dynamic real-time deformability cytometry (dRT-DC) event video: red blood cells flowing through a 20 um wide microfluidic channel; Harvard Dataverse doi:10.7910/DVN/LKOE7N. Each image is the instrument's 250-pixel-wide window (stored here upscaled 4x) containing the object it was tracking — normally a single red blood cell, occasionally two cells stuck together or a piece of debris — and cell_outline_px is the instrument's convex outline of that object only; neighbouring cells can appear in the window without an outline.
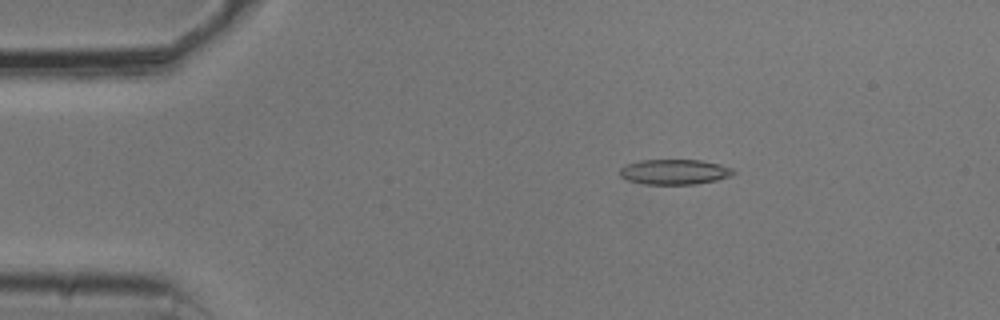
{"species": "common noctule bat (a hibernating species)", "species_latin": "Nyctalus noctula", "temperature_condition": "cold", "stored_images_in_passage": 39, "camera_frame_rate_fps": 3000, "um_per_image_px": 0.085, "animal": {"sex": "male", "body_mass_g": 20.5, "forearm_length_mm": 52.5}, "frame": {"image": 1, "passage_image": 3, "time_ms": 0.667, "image_size_px": [1000, 320], "cell_outline_px": [[736, 172], [732, 176], [716, 180], [696, 184], [644, 184], [628, 180], [620, 176], [620, 168], [624, 164], [640, 160], [700, 160], [720, 164], [732, 168]], "centroid_in_image_um": [57.33, 14.6], "position_along_channel_um": 27.7, "area_um2": 16.76}}
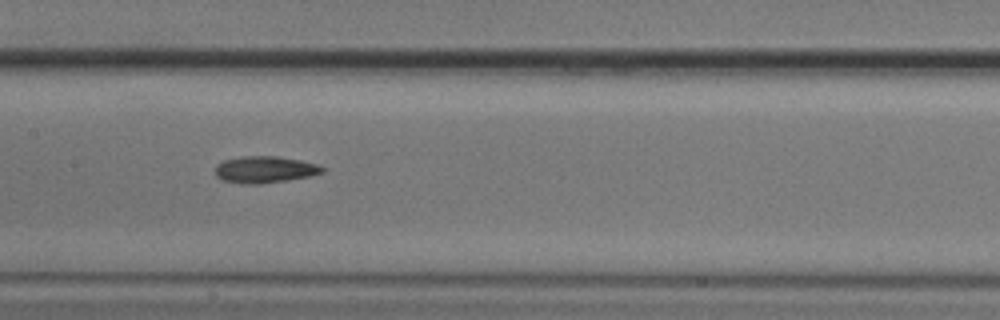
{"frame": {"image": 2, "passage_image": 20, "time_ms": 6.333, "image_size_px": [1000, 320], "cell_outline_px": [[324, 172], [308, 176], [288, 180], [260, 184], [240, 184], [220, 180], [216, 176], [216, 164], [224, 160], [240, 156], [276, 156], [300, 160], [320, 164], [324, 168]], "centroid_in_image_um": [22.48, 14.41], "position_along_channel_um": 184.9, "area_um2": 16.88}}
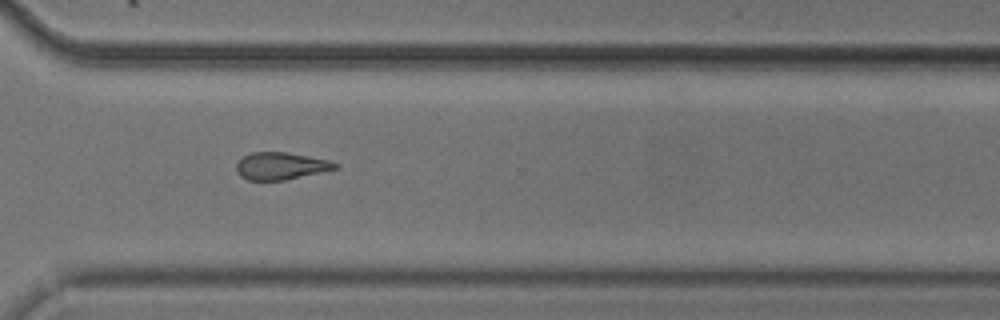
{"frame": {"image": 3, "passage_image": 33, "time_ms": 10.667, "image_size_px": [1000, 320], "cell_outline_px": [[340, 168], [284, 180], [248, 180], [240, 176], [236, 172], [236, 164], [244, 156], [252, 152], [284, 152], [328, 160], [340, 164]], "centroid_in_image_um": [23.87, 14.11], "position_along_channel_um": 346.7, "area_um2": 15.61}, "authors_computed_cell_mechanics": {"area_um2": 16.4152, "velocity_mm_per_s": 3.7477, "shape_relaxation_time_tau1_ms": 4.3869, "shape_relaxation_time_tau2_ms": null, "deformation_change_tau1": 0.1034, "deformation_change_tau2": null}}